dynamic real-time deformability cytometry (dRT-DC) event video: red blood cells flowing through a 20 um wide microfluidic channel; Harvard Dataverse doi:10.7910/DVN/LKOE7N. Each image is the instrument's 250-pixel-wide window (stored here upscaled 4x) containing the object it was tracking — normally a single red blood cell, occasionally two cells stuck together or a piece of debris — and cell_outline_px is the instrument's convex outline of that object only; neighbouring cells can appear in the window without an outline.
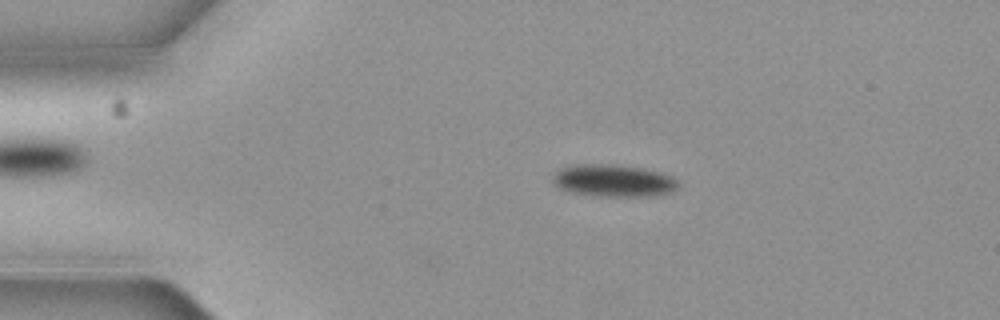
{"species": "common noctule bat (a hibernating species)", "species_latin": "Nyctalus noctula", "temperature_condition": "cold", "stored_images_in_passage": 5, "camera_frame_rate_fps": 3000, "um_per_image_px": 0.085, "animal": {"sex": "female", "body_mass_g": 19.3, "forearm_length_mm": 54.1}, "frame": {"image": 1, "passage_image": 2, "time_ms": 0.333, "image_size_px": [1000, 320], "cell_outline_px": [[680, 188], [672, 192], [656, 196], [596, 196], [572, 192], [560, 188], [556, 184], [556, 172], [560, 168], [572, 164], [616, 164], [644, 168], [660, 172], [672, 176], [680, 184]], "centroid_in_image_um": [52.24, 15.35], "position_along_channel_um": 32.8, "area_um2": 23.7}}
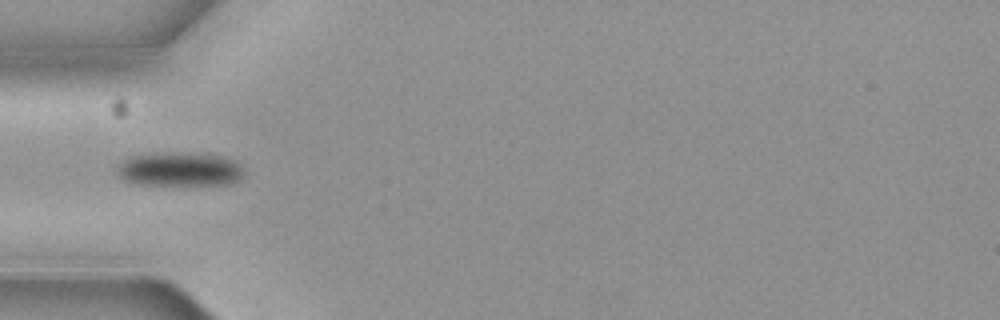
{"frame": {"image": 2, "passage_image": 4, "time_ms": 1.0, "image_size_px": [1000, 320], "cell_outline_px": [[244, 172], [236, 180], [228, 184], [132, 184], [124, 180], [116, 172], [120, 164], [136, 156], [216, 156], [232, 160]], "centroid_in_image_um": [15.24, 14.47], "position_along_channel_um": 69.8, "area_um2": 22.83}}
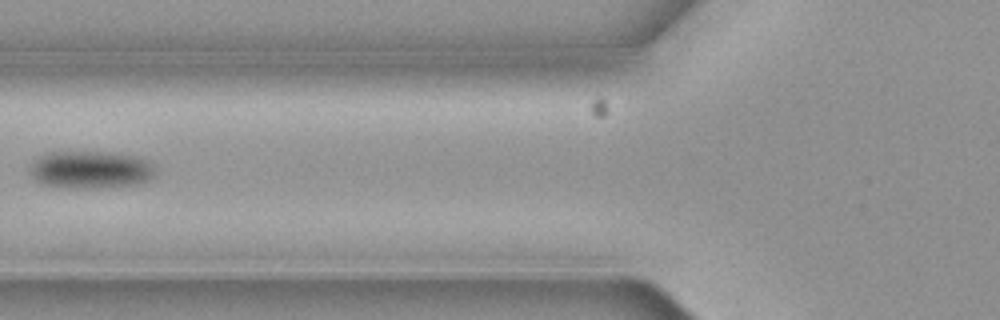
{"frame": {"image": 3, "passage_image": 5, "time_ms": 1.333, "image_size_px": [1000, 320], "cell_outline_px": [[156, 176], [148, 180], [136, 184], [88, 188], [64, 188], [44, 184], [36, 180], [28, 172], [28, 168], [36, 156], [48, 152], [104, 152], [132, 156], [148, 160], [156, 168]], "centroid_in_image_um": [7.66, 14.42], "position_along_channel_um": 118.1, "area_um2": 27.63}}